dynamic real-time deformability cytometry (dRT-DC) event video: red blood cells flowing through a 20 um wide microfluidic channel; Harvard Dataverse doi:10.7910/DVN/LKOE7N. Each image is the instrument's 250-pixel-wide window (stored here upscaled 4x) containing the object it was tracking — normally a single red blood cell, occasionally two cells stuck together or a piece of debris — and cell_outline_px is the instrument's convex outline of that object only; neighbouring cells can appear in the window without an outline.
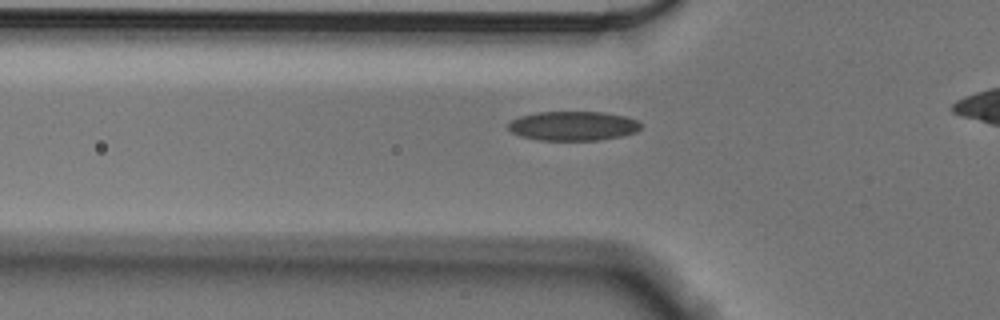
{"species": "Egyptian fruit bat (a non-hibernating species)", "species_latin": "Rousettus aegyptiacus", "temperature_condition": "cold", "stored_images_in_passage": 43, "camera_frame_rate_fps": 3000, "um_per_image_px": 0.085, "animal": {"sex": "male"}, "frame": {"image": 1, "passage_image": 13, "time_ms": 4.0, "image_size_px": [1000, 320], "cell_outline_px": [[640, 128], [636, 132], [620, 136], [600, 140], [540, 140], [520, 136], [512, 132], [508, 128], [508, 124], [512, 120], [520, 116], [540, 112], [604, 112], [624, 116], [636, 120], [640, 124]], "centroid_in_image_um": [48.7, 10.7], "position_along_channel_um": 77.1, "area_um2": 22.48}}
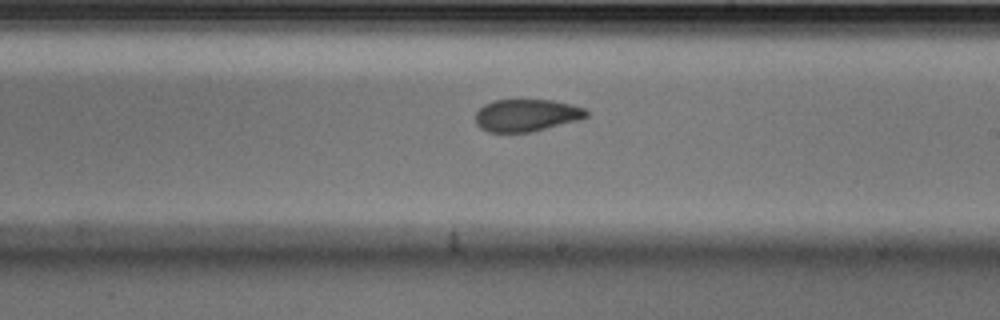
{"frame": {"image": 2, "passage_image": 27, "time_ms": 8.667, "image_size_px": [1000, 320], "cell_outline_px": [[588, 116], [580, 120], [532, 132], [488, 132], [480, 128], [476, 124], [476, 112], [484, 104], [492, 100], [552, 100], [572, 104], [584, 108], [588, 112]], "centroid_in_image_um": [44.76, 9.8], "position_along_channel_um": 244.2, "area_um2": 21.04}}
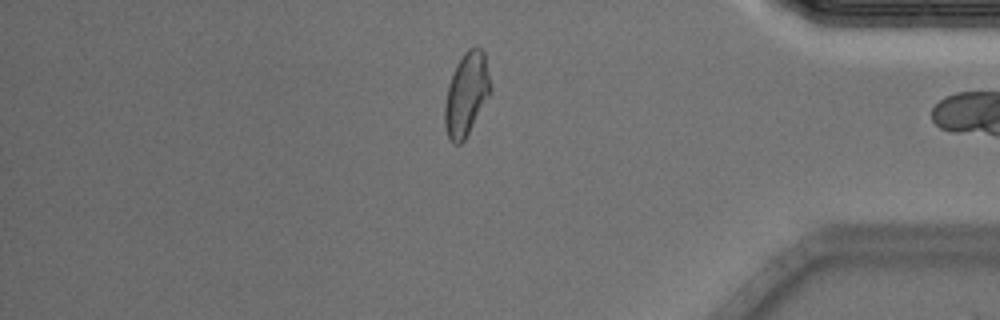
{"frame": {"image": 3, "passage_image": 42, "time_ms": 13.667, "image_size_px": [1000, 320], "cell_outline_px": [[492, 92], [464, 140], [460, 144], [452, 144], [448, 136], [444, 124], [444, 104], [448, 84], [456, 64], [464, 52], [468, 48], [476, 44], [484, 48], [492, 88]], "centroid_in_image_um": [39.66, 7.95], "position_along_channel_um": 395.5, "area_um2": 22.66}}